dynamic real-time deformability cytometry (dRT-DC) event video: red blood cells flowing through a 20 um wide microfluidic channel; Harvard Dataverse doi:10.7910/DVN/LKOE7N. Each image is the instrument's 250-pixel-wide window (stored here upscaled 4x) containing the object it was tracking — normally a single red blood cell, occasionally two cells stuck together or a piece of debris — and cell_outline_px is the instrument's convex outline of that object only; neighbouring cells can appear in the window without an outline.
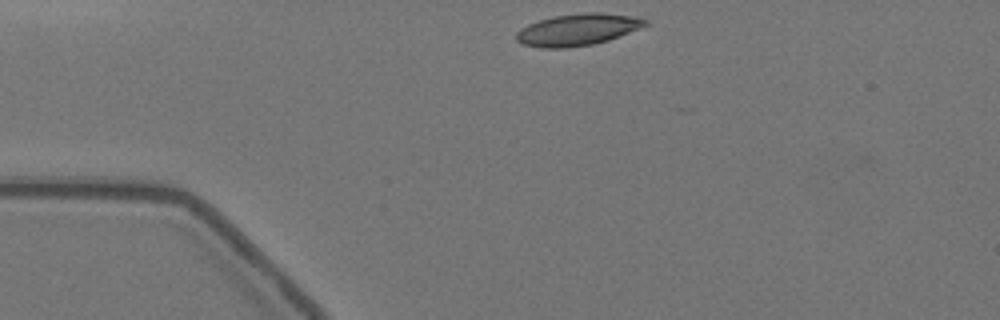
{"species": "Egyptian fruit bat (a non-hibernating species)", "species_latin": "Rousettus aegyptiacus", "temperature_condition": "warm", "stored_images_in_passage": 7, "camera_frame_rate_fps": 3000, "um_per_image_px": 0.085, "animal": {"sex": "female"}, "frame": {"image": 1, "passage_image": 1, "time_ms": 0.0, "image_size_px": [1000, 320], "cell_outline_px": [[648, 24], [640, 28], [608, 40], [592, 44], [564, 48], [540, 48], [524, 44], [516, 40], [516, 32], [528, 24], [540, 20], [556, 16], [588, 12], [596, 12], [636, 16], [648, 20]], "centroid_in_image_um": [49.11, 2.52], "position_along_channel_um": 35.9, "area_um2": 23.64}}